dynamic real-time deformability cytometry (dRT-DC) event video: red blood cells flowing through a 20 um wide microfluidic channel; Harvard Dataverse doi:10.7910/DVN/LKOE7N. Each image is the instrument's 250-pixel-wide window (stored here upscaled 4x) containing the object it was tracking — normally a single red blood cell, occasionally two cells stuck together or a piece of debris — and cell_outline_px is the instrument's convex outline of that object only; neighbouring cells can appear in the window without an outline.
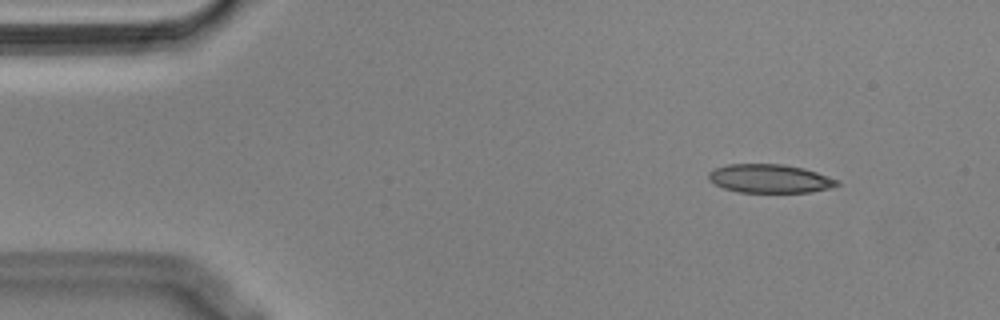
{"species": "Egyptian fruit bat (a non-hibernating species)", "species_latin": "Rousettus aegyptiacus", "temperature_condition": "cold", "stored_images_in_passage": 54, "camera_frame_rate_fps": 3000, "um_per_image_px": 0.085, "animal": {"sex": "male"}, "frame": {"image": 1, "passage_image": 6, "time_ms": 1.667, "image_size_px": [1000, 320], "cell_outline_px": [[840, 184], [832, 188], [812, 192], [740, 192], [724, 188], [708, 180], [708, 172], [716, 168], [728, 164], [784, 164], [804, 168], [840, 180]], "centroid_in_image_um": [65.47, 15.18], "position_along_channel_um": 19.5, "area_um2": 21.5}}
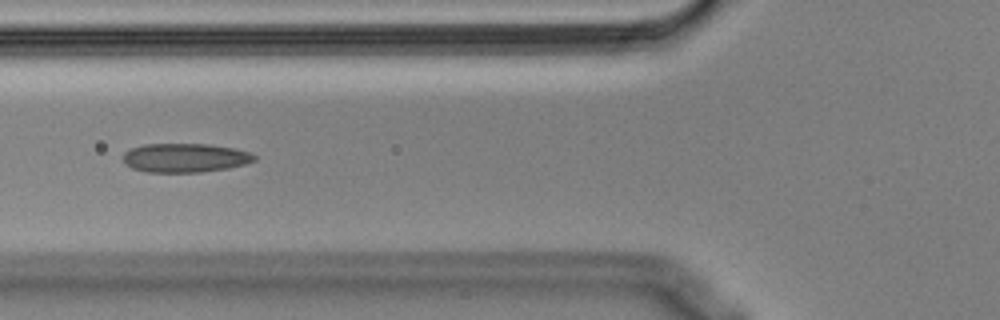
{"frame": {"image": 2, "passage_image": 20, "time_ms": 6.333, "image_size_px": [1000, 320], "cell_outline_px": [[256, 160], [244, 164], [228, 168], [200, 172], [148, 172], [132, 168], [124, 164], [124, 152], [132, 148], [144, 144], [208, 144], [232, 148], [248, 152], [256, 156]], "centroid_in_image_um": [15.71, 13.41], "position_along_channel_um": 110.1, "area_um2": 22.02}}
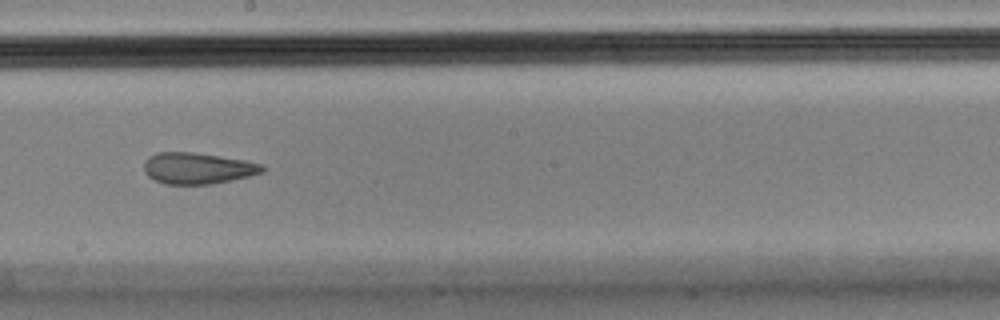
{"frame": {"image": 3, "passage_image": 30, "time_ms": 9.667, "image_size_px": [1000, 320], "cell_outline_px": [[264, 172], [232, 180], [212, 184], [164, 184], [148, 176], [144, 172], [144, 160], [148, 156], [156, 152], [192, 152], [244, 160], [264, 164]], "centroid_in_image_um": [16.78, 14.3], "position_along_channel_um": 231.4, "area_um2": 21.62}, "authors_computed_cell_mechanics": {"area_um2": 22.6287, "velocity_mm_per_s": 3.6296, "shape_relaxation_time_tau1_ms": null, "shape_relaxation_time_tau2_ms": 2.4611, "deformation_change_tau1": null, "deformation_change_tau2": 0.0954}}